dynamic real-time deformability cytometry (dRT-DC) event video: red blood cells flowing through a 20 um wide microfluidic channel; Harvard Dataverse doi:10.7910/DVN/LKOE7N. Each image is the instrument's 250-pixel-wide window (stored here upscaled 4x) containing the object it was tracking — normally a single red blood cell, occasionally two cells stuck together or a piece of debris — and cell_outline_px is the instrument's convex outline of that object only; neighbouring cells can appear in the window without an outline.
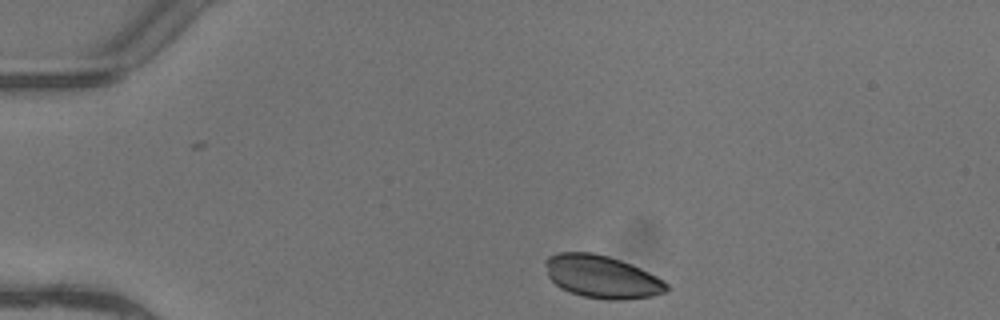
{"species": "common noctule bat (a hibernating species)", "species_latin": "Nyctalus noctula", "temperature_condition": "warm", "stored_images_in_passage": 4, "camera_frame_rate_fps": 3000, "um_per_image_px": 0.085, "animal": {"sex": "female"}, "frame": {"image": 1, "passage_image": 1, "time_ms": 0.0, "image_size_px": [1000, 320], "cell_outline_px": [[668, 288], [664, 292], [652, 296], [624, 300], [608, 300], [584, 296], [560, 288], [548, 276], [544, 264], [544, 260], [548, 256], [556, 252], [592, 252], [608, 256], [632, 264], [664, 280], [668, 284]], "centroid_in_image_um": [51.14, 23.51], "position_along_channel_um": 33.9, "area_um2": 30.23}}
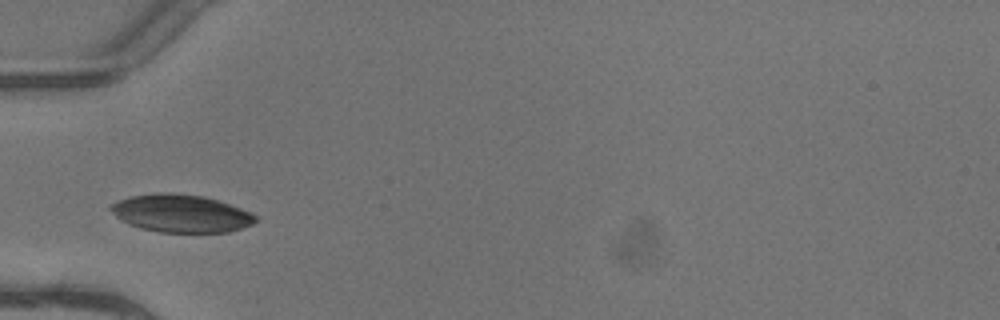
{"frame": {"image": 2, "passage_image": 3, "time_ms": 0.667, "image_size_px": [1000, 320], "cell_outline_px": [[260, 220], [252, 224], [228, 232], [160, 232], [140, 228], [128, 224], [120, 220], [108, 208], [108, 204], [132, 196], [156, 192], [168, 192], [204, 196], [252, 212]], "centroid_in_image_um": [15.36, 18.14], "position_along_channel_um": 69.6, "area_um2": 31.91}}
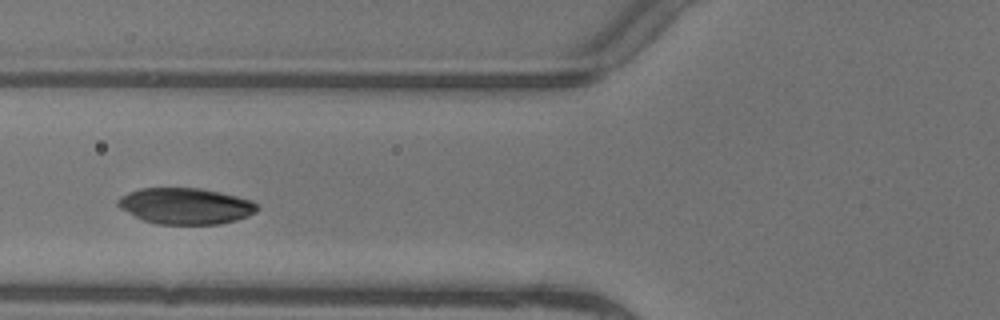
{"frame": {"image": 3, "passage_image": 4, "time_ms": 1.0, "image_size_px": [1000, 320], "cell_outline_px": [[260, 208], [256, 212], [248, 216], [236, 220], [220, 224], [156, 224], [144, 220], [120, 208], [116, 204], [116, 200], [120, 196], [128, 192], [140, 188], [200, 188], [220, 192], [252, 200]], "centroid_in_image_um": [15.77, 17.51], "position_along_channel_um": 110.0, "area_um2": 29.42}}